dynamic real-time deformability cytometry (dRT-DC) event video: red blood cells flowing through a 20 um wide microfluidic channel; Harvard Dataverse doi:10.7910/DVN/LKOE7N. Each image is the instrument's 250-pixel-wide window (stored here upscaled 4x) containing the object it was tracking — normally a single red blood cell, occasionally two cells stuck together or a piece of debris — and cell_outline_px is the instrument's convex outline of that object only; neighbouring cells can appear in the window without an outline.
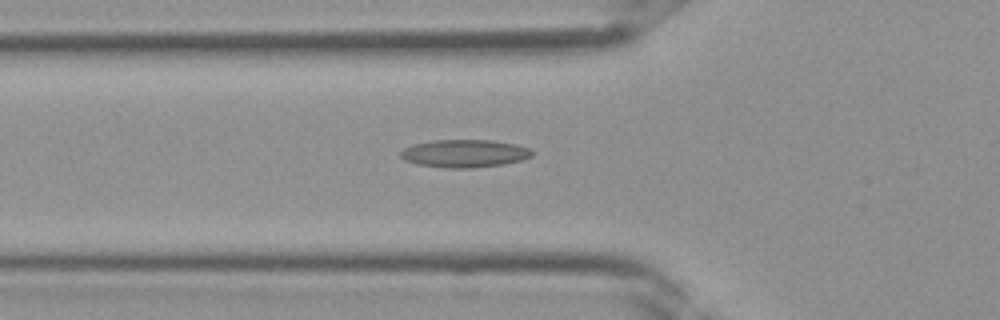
{"species": "Egyptian fruit bat (a non-hibernating species)", "species_latin": "Rousettus aegyptiacus", "temperature_condition": "room temperature", "stored_images_in_passage": 35, "camera_frame_rate_fps": 3000, "um_per_image_px": 0.085, "frame": {"image": 1, "passage_image": 14, "time_ms": 4.333, "image_size_px": [1000, 320], "cell_outline_px": [[532, 156], [520, 160], [504, 164], [472, 168], [448, 168], [416, 164], [404, 160], [400, 156], [400, 152], [404, 148], [412, 144], [432, 140], [492, 140], [516, 144], [528, 148], [532, 152]], "centroid_in_image_um": [39.44, 13.04], "position_along_channel_um": 86.4, "area_um2": 21.33}}
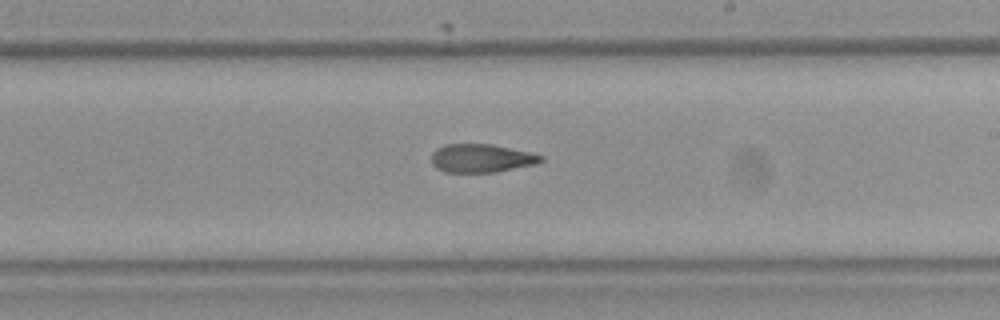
{"frame": {"image": 2, "passage_image": 23, "time_ms": 7.333, "image_size_px": [1000, 320], "cell_outline_px": [[544, 160], [536, 164], [496, 172], [444, 172], [436, 168], [432, 164], [432, 152], [436, 148], [444, 144], [492, 144], [528, 152], [544, 156]], "centroid_in_image_um": [40.89, 13.45], "position_along_channel_um": 248.1, "area_um2": 18.15}}
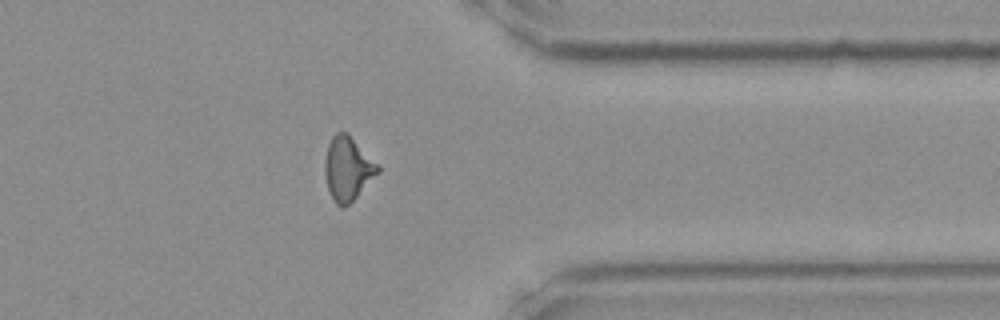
{"frame": {"image": 3, "passage_image": 31, "time_ms": 10.0, "image_size_px": [1000, 320], "cell_outline_px": [[380, 172], [344, 208], [340, 208], [332, 200], [328, 188], [324, 172], [324, 160], [328, 144], [332, 136], [336, 132], [348, 132], [380, 164]], "centroid_in_image_um": [29.57, 14.3], "position_along_channel_um": 381.8, "area_um2": 20.06}}